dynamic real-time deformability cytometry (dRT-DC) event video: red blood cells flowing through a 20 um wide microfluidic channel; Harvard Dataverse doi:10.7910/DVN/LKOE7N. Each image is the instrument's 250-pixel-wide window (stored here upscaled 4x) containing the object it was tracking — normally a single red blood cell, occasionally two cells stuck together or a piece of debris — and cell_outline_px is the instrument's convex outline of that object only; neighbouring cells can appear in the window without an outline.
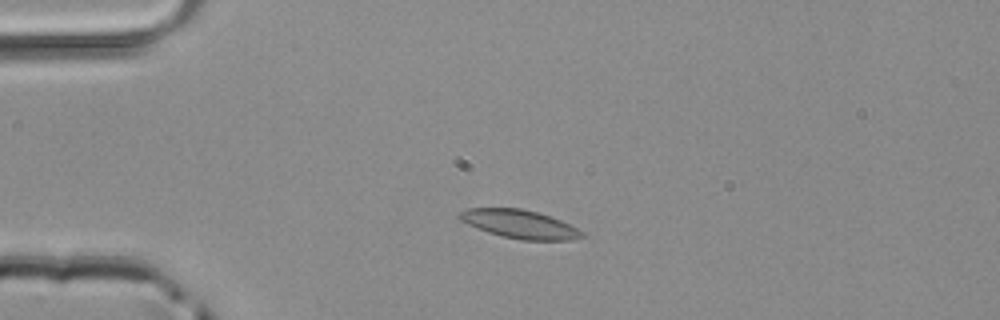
{"species": "common noctule bat (a hibernating species)", "species_latin": "Nyctalus noctula", "temperature_condition": "room temperature", "stored_images_in_passage": 39, "camera_frame_rate_fps": 3000, "um_per_image_px": 0.085, "animal": {"sex": "male", "body_mass_g": 20.4}, "frame": {"image": 1, "passage_image": 1, "time_ms": 0.0, "image_size_px": [1000, 320], "cell_outline_px": [[584, 236], [572, 240], [520, 240], [500, 236], [488, 232], [468, 224], [460, 220], [456, 216], [460, 212], [468, 208], [520, 208], [540, 212], [560, 220], [584, 232]], "centroid_in_image_um": [44.16, 19.05], "position_along_channel_um": 40.8, "area_um2": 20.35}}
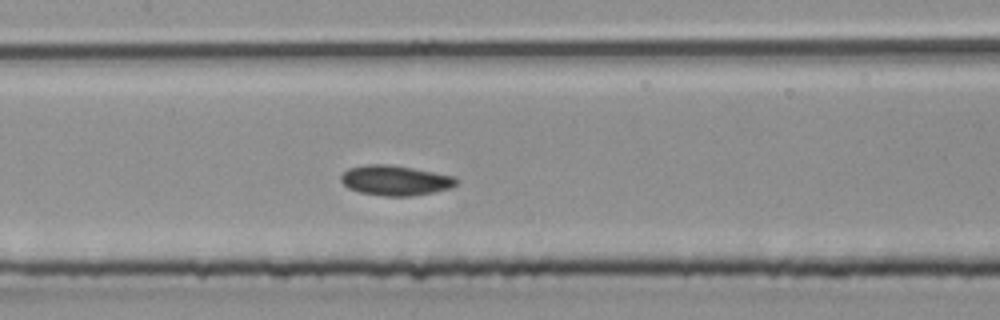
{"frame": {"image": 2, "passage_image": 13, "time_ms": 4.0, "image_size_px": [1000, 320], "cell_outline_px": [[456, 184], [452, 188], [412, 196], [384, 196], [360, 192], [348, 188], [340, 180], [340, 176], [348, 168], [368, 164], [388, 164], [412, 168], [456, 176]], "centroid_in_image_um": [33.59, 15.33], "position_along_channel_um": 173.8, "area_um2": 20.17}}
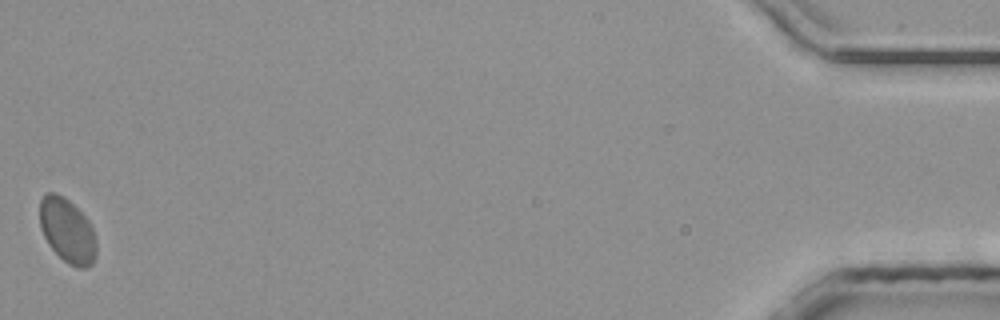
{"frame": {"image": 3, "passage_image": 39, "time_ms": 12.667, "image_size_px": [1000, 320], "cell_outline_px": [[96, 256], [92, 264], [84, 268], [76, 268], [68, 264], [48, 244], [40, 228], [40, 200], [48, 192], [56, 192], [64, 196], [88, 220], [96, 236]], "centroid_in_image_um": [5.73, 19.61], "position_along_channel_um": 429.5, "area_um2": 21.21}}